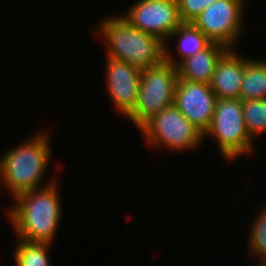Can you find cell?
Masks as SVG:
<instances>
[{"instance_id": "cell-1", "label": "cell", "mask_w": 266, "mask_h": 266, "mask_svg": "<svg viewBox=\"0 0 266 266\" xmlns=\"http://www.w3.org/2000/svg\"><path fill=\"white\" fill-rule=\"evenodd\" d=\"M58 185L56 180L50 186L20 193L12 199L6 216L16 239L54 243L63 219Z\"/></svg>"}, {"instance_id": "cell-2", "label": "cell", "mask_w": 266, "mask_h": 266, "mask_svg": "<svg viewBox=\"0 0 266 266\" xmlns=\"http://www.w3.org/2000/svg\"><path fill=\"white\" fill-rule=\"evenodd\" d=\"M41 130L23 143L21 141V144L10 147L0 157V182L11 199L20 193L44 188L56 182L54 176L46 182L44 179L52 162V148L51 134L45 129Z\"/></svg>"}, {"instance_id": "cell-3", "label": "cell", "mask_w": 266, "mask_h": 266, "mask_svg": "<svg viewBox=\"0 0 266 266\" xmlns=\"http://www.w3.org/2000/svg\"><path fill=\"white\" fill-rule=\"evenodd\" d=\"M99 21L96 30L92 29L93 37H102L106 57L125 61L141 70L165 59V43L133 27L121 14L106 15Z\"/></svg>"}, {"instance_id": "cell-4", "label": "cell", "mask_w": 266, "mask_h": 266, "mask_svg": "<svg viewBox=\"0 0 266 266\" xmlns=\"http://www.w3.org/2000/svg\"><path fill=\"white\" fill-rule=\"evenodd\" d=\"M206 136L216 140L224 161L253 156L255 152L256 141L247 131L240 99H217L212 122L203 134L204 142Z\"/></svg>"}, {"instance_id": "cell-5", "label": "cell", "mask_w": 266, "mask_h": 266, "mask_svg": "<svg viewBox=\"0 0 266 266\" xmlns=\"http://www.w3.org/2000/svg\"><path fill=\"white\" fill-rule=\"evenodd\" d=\"M176 66L166 59L142 69L135 109L126 117L140 128L147 120L173 105L178 82Z\"/></svg>"}, {"instance_id": "cell-6", "label": "cell", "mask_w": 266, "mask_h": 266, "mask_svg": "<svg viewBox=\"0 0 266 266\" xmlns=\"http://www.w3.org/2000/svg\"><path fill=\"white\" fill-rule=\"evenodd\" d=\"M148 145L168 152L199 149L204 142L203 133L173 104L152 116L139 129Z\"/></svg>"}, {"instance_id": "cell-7", "label": "cell", "mask_w": 266, "mask_h": 266, "mask_svg": "<svg viewBox=\"0 0 266 266\" xmlns=\"http://www.w3.org/2000/svg\"><path fill=\"white\" fill-rule=\"evenodd\" d=\"M246 3L247 0H217L191 23L211 42L236 49L244 34Z\"/></svg>"}, {"instance_id": "cell-8", "label": "cell", "mask_w": 266, "mask_h": 266, "mask_svg": "<svg viewBox=\"0 0 266 266\" xmlns=\"http://www.w3.org/2000/svg\"><path fill=\"white\" fill-rule=\"evenodd\" d=\"M124 11V17L133 27L152 34L166 43L183 23L177 0H134Z\"/></svg>"}, {"instance_id": "cell-9", "label": "cell", "mask_w": 266, "mask_h": 266, "mask_svg": "<svg viewBox=\"0 0 266 266\" xmlns=\"http://www.w3.org/2000/svg\"><path fill=\"white\" fill-rule=\"evenodd\" d=\"M105 61V90L112 101V108L126 118L135 109L142 70L114 58L106 57Z\"/></svg>"}, {"instance_id": "cell-10", "label": "cell", "mask_w": 266, "mask_h": 266, "mask_svg": "<svg viewBox=\"0 0 266 266\" xmlns=\"http://www.w3.org/2000/svg\"><path fill=\"white\" fill-rule=\"evenodd\" d=\"M216 101L209 84L178 79L173 104L203 134L212 122Z\"/></svg>"}, {"instance_id": "cell-11", "label": "cell", "mask_w": 266, "mask_h": 266, "mask_svg": "<svg viewBox=\"0 0 266 266\" xmlns=\"http://www.w3.org/2000/svg\"><path fill=\"white\" fill-rule=\"evenodd\" d=\"M245 57L229 49L217 62L211 89L217 99H239L244 74Z\"/></svg>"}, {"instance_id": "cell-12", "label": "cell", "mask_w": 266, "mask_h": 266, "mask_svg": "<svg viewBox=\"0 0 266 266\" xmlns=\"http://www.w3.org/2000/svg\"><path fill=\"white\" fill-rule=\"evenodd\" d=\"M229 49L211 42L205 49L176 65L179 79L211 84L216 64Z\"/></svg>"}, {"instance_id": "cell-13", "label": "cell", "mask_w": 266, "mask_h": 266, "mask_svg": "<svg viewBox=\"0 0 266 266\" xmlns=\"http://www.w3.org/2000/svg\"><path fill=\"white\" fill-rule=\"evenodd\" d=\"M174 38L175 42H177L175 44V49L177 51V55L179 56L178 59L172 52L171 48L173 47L168 45ZM210 43L211 41L206 37V35L197 29L192 23H182L171 34L168 41L165 43V59L176 66L180 61L192 57L205 49Z\"/></svg>"}, {"instance_id": "cell-14", "label": "cell", "mask_w": 266, "mask_h": 266, "mask_svg": "<svg viewBox=\"0 0 266 266\" xmlns=\"http://www.w3.org/2000/svg\"><path fill=\"white\" fill-rule=\"evenodd\" d=\"M239 99H266V63L261 59L245 58Z\"/></svg>"}, {"instance_id": "cell-15", "label": "cell", "mask_w": 266, "mask_h": 266, "mask_svg": "<svg viewBox=\"0 0 266 266\" xmlns=\"http://www.w3.org/2000/svg\"><path fill=\"white\" fill-rule=\"evenodd\" d=\"M17 240L13 251V262L16 266H51L48 255L51 243Z\"/></svg>"}, {"instance_id": "cell-16", "label": "cell", "mask_w": 266, "mask_h": 266, "mask_svg": "<svg viewBox=\"0 0 266 266\" xmlns=\"http://www.w3.org/2000/svg\"><path fill=\"white\" fill-rule=\"evenodd\" d=\"M263 203H261L262 206H259L261 210L259 209L256 217L250 222L251 227L248 231V245L246 246L248 256L258 257L257 266L266 264V201Z\"/></svg>"}, {"instance_id": "cell-17", "label": "cell", "mask_w": 266, "mask_h": 266, "mask_svg": "<svg viewBox=\"0 0 266 266\" xmlns=\"http://www.w3.org/2000/svg\"><path fill=\"white\" fill-rule=\"evenodd\" d=\"M243 116L253 140L266 133V99L243 101Z\"/></svg>"}, {"instance_id": "cell-18", "label": "cell", "mask_w": 266, "mask_h": 266, "mask_svg": "<svg viewBox=\"0 0 266 266\" xmlns=\"http://www.w3.org/2000/svg\"><path fill=\"white\" fill-rule=\"evenodd\" d=\"M215 1L217 0H177L181 21L183 23H191Z\"/></svg>"}]
</instances>
